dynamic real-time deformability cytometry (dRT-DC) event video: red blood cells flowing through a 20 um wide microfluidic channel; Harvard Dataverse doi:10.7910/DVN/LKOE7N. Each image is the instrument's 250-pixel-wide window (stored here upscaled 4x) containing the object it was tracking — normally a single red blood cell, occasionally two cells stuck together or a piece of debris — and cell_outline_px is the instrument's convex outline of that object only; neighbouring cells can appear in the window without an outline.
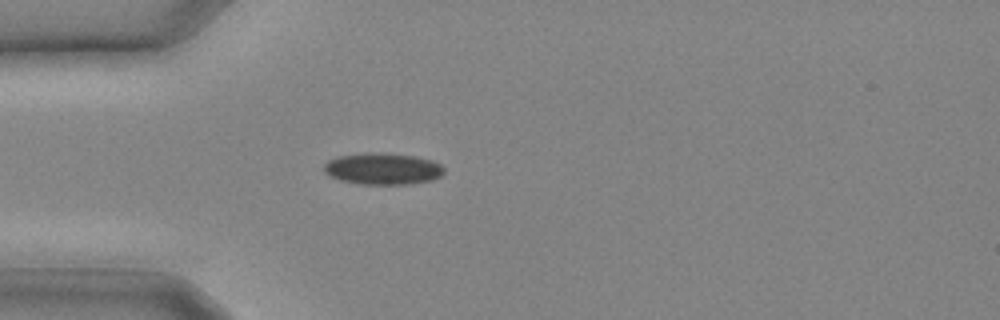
{"species": "common noctule bat (a hibernating species)", "species_latin": "Nyctalus noctula", "temperature_condition": "cold", "stored_images_in_passage": 5, "camera_frame_rate_fps": 3000, "um_per_image_px": 0.085, "animal": {"sex": "male", "body_mass_g": 20.4}, "frame": {"image": 1, "passage_image": 1, "time_ms": 0.0, "image_size_px": [1000, 320], "cell_outline_px": [[444, 172], [440, 176], [432, 180], [408, 184], [360, 184], [340, 180], [324, 172], [324, 164], [328, 160], [340, 156], [368, 152], [416, 156], [432, 160], [440, 164], [444, 168]], "centroid_in_image_um": [32.54, 14.35], "position_along_channel_um": 52.5, "area_um2": 21.96}}
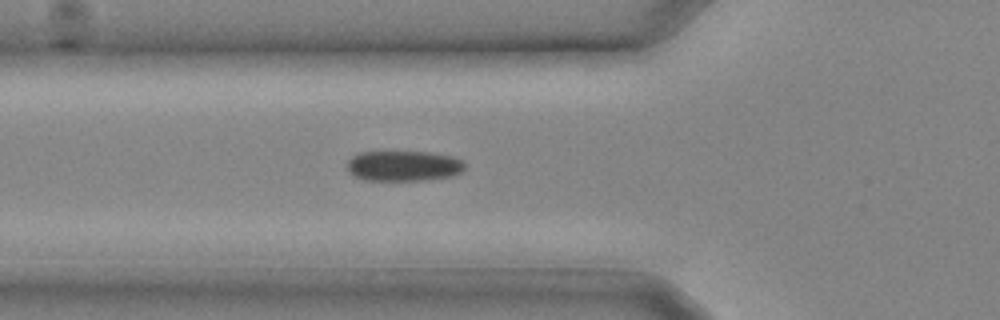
{"frame": {"image": 2, "passage_image": 3, "time_ms": 0.667, "image_size_px": [1000, 320], "cell_outline_px": [[464, 168], [460, 172], [452, 176], [424, 180], [364, 180], [352, 176], [348, 172], [348, 160], [356, 152], [428, 152], [452, 156], [464, 160]], "centroid_in_image_um": [34.28, 14.1], "position_along_channel_um": 91.5, "area_um2": 20.98}}
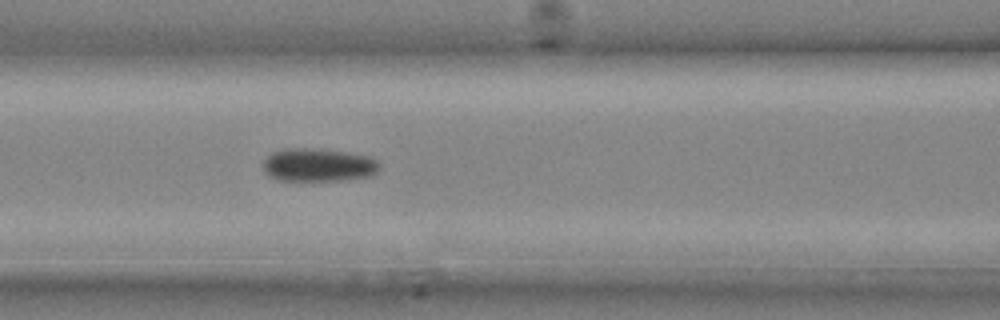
{"frame": {"image": 3, "passage_image": 5, "time_ms": 1.333, "image_size_px": [1000, 320], "cell_outline_px": [[380, 168], [372, 176], [344, 180], [280, 180], [268, 176], [264, 172], [264, 160], [272, 152], [284, 148], [312, 148], [344, 152], [368, 156], [376, 160], [380, 164]], "centroid_in_image_um": [27.05, 14.02], "position_along_channel_um": 139.5, "area_um2": 22.48}}